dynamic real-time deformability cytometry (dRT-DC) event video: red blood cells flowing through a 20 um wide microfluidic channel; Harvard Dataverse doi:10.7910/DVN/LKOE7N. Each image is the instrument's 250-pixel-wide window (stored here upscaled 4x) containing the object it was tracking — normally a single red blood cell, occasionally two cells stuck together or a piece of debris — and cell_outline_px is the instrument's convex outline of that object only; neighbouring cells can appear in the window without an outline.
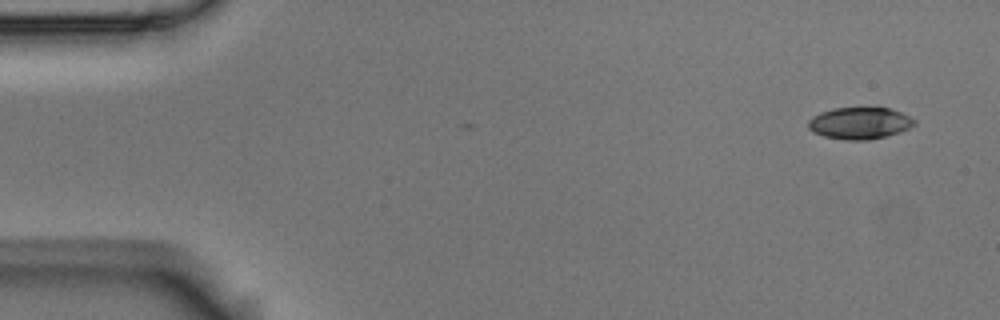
{"species": "Egyptian fruit bat (a non-hibernating species)", "species_latin": "Rousettus aegyptiacus", "temperature_condition": "room temperature", "stored_images_in_passage": 4, "camera_frame_rate_fps": 3000, "um_per_image_px": 0.085, "animal": {"sex": "male"}, "frame": {"image": 1, "passage_image": 1, "time_ms": 0.0, "image_size_px": [1000, 320], "cell_outline_px": [[916, 124], [900, 132], [868, 140], [844, 140], [824, 136], [812, 132], [808, 128], [808, 120], [812, 116], [820, 112], [832, 108], [888, 108], [900, 112], [916, 120]], "centroid_in_image_um": [73.03, 10.47], "position_along_channel_um": 12.0, "area_um2": 19.65}}